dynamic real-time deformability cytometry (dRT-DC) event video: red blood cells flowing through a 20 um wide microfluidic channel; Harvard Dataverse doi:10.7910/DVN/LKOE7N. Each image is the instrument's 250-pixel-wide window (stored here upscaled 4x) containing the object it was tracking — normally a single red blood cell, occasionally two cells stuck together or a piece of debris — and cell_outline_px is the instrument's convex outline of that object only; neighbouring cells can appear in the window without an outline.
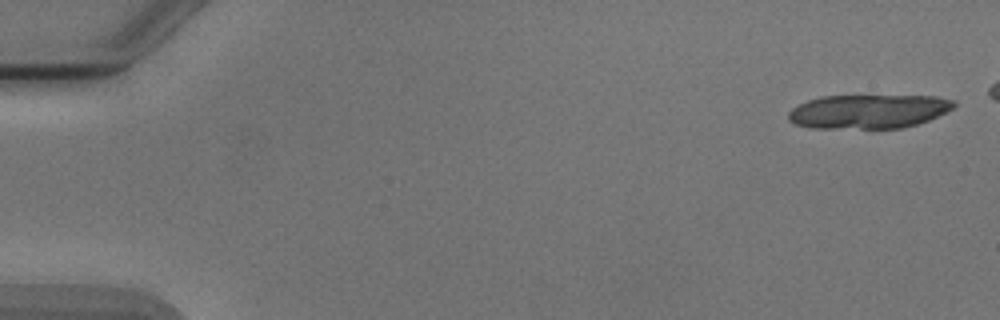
{"species": "Egyptian fruit bat (a non-hibernating species)", "species_latin": "Rousettus aegyptiacus", "temperature_condition": "cold", "stored_images_in_passage": 8, "camera_frame_rate_fps": 3000, "um_per_image_px": 0.085, "animal": {"sex": "male"}, "frame": {"image": 1, "passage_image": 1, "time_ms": 0.0, "image_size_px": [1000, 320], "cell_outline_px": [[956, 104], [952, 108], [928, 120], [916, 124], [900, 128], [812, 128], [796, 124], [788, 120], [788, 112], [792, 108], [808, 100], [820, 96], [936, 96], [956, 100]], "centroid_in_image_um": [73.8, 9.47], "position_along_channel_um": 11.2, "area_um2": 32.66}}